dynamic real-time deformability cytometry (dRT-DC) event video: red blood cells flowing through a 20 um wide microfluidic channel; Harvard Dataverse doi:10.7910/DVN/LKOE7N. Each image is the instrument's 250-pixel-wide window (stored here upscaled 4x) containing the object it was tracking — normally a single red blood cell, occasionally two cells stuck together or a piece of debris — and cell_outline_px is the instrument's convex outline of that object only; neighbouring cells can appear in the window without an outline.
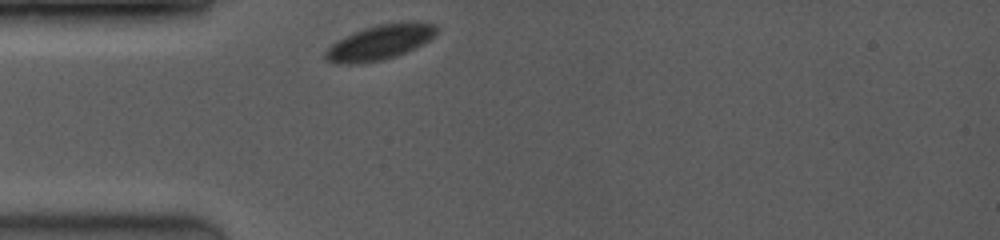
{"species": "common noctule bat (a hibernating species)", "species_latin": "Nyctalus noctula", "temperature_condition": "room temperature", "stored_images_in_passage": 28, "camera_frame_rate_fps": 3500, "um_per_image_px": 0.085, "animal": {"sex": "female", "body_mass_g": 19.0, "forearm_length_mm": 53.3}, "frame": {"image": 1, "passage_image": 1, "time_ms": 0.0, "image_size_px": [1000, 240], "cell_outline_px": [[436, 36], [404, 52], [380, 60], [360, 64], [332, 64], [324, 60], [324, 52], [336, 40], [364, 28], [380, 24], [412, 20], [420, 20], [436, 24]], "centroid_in_image_um": [32.25, 3.58], "position_along_channel_um": 52.7, "area_um2": 22.72}}
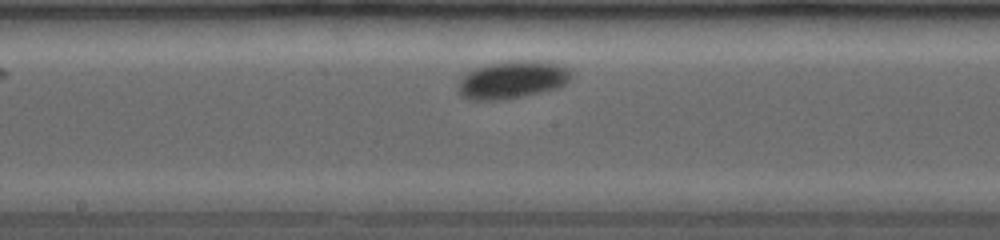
{"frame": {"image": 2, "passage_image": 13, "time_ms": 4.286, "image_size_px": [1000, 240], "cell_outline_px": [[576, 72], [564, 84], [556, 88], [524, 96], [504, 100], [468, 100], [460, 96], [460, 80], [468, 72], [476, 68], [488, 64], [520, 60], [548, 60], [568, 68]], "centroid_in_image_um": [43.6, 6.77], "position_along_channel_um": 204.6, "area_um2": 24.91}}
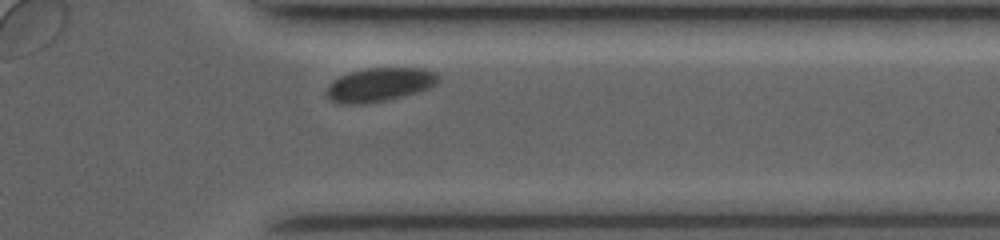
{"frame": {"image": 3, "passage_image": 26, "time_ms": 8.857, "image_size_px": [1000, 240], "cell_outline_px": [[440, 80], [436, 84], [428, 88], [416, 92], [384, 100], [364, 104], [340, 104], [328, 100], [324, 96], [328, 84], [332, 80], [348, 72], [368, 68], [420, 68], [436, 72], [440, 76]], "centroid_in_image_um": [32.2, 7.19], "position_along_channel_um": 379.2, "area_um2": 22.14}, "authors_computed_cell_mechanics": {"area_um2": 23.0622, "velocity_mm_per_s": 3.7578, "shape_relaxation_time_tau1_ms": 0.732, "shape_relaxation_time_tau2_ms": null, "deformation_change_tau1": 0.0405, "deformation_change_tau2": null}}